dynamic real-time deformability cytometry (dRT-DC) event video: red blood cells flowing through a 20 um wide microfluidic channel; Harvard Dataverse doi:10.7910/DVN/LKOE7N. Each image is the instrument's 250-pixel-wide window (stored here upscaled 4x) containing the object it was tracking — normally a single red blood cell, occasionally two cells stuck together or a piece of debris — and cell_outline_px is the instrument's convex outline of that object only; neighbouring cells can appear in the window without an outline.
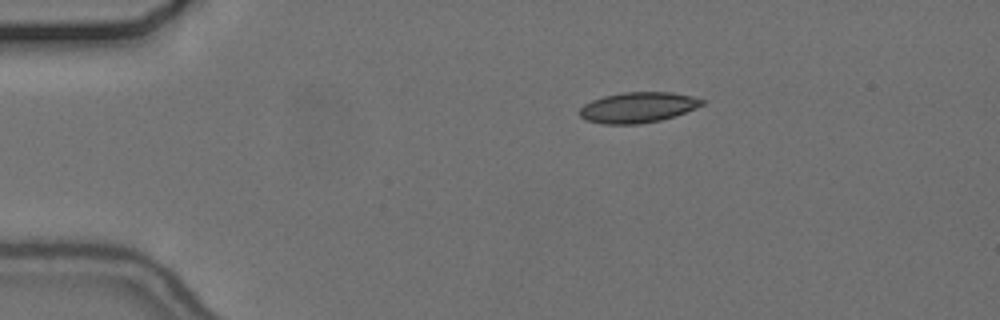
{"species": "common noctule bat (a hibernating species)", "species_latin": "Nyctalus noctula", "temperature_condition": "cold", "stored_images_in_passage": 46, "camera_frame_rate_fps": 3000, "um_per_image_px": 0.085, "animal": {"sex": "female", "body_mass_g": 24.6, "forearm_length_mm": 56.2}, "frame": {"image": 1, "passage_image": 1, "time_ms": 0.0, "image_size_px": [1000, 320], "cell_outline_px": [[704, 104], [676, 116], [660, 120], [640, 124], [604, 124], [588, 120], [580, 116], [576, 112], [584, 104], [592, 100], [604, 96], [624, 92], [672, 92], [692, 96], [704, 100]], "centroid_in_image_um": [54.21, 9.13], "position_along_channel_um": 30.8, "area_um2": 21.79}}
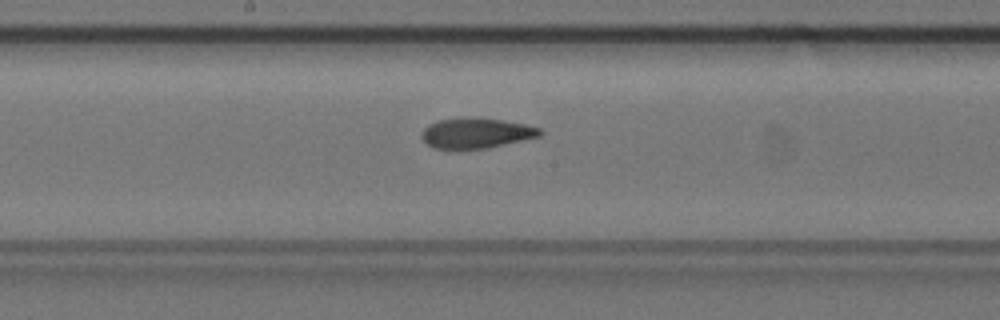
{"frame": {"image": 2, "passage_image": 20, "time_ms": 6.333, "image_size_px": [1000, 320], "cell_outline_px": [[544, 132], [540, 136], [488, 148], [432, 148], [420, 136], [424, 128], [428, 124], [440, 120], [468, 116], [472, 116], [500, 120], [524, 124], [540, 128]], "centroid_in_image_um": [40.47, 11.29], "position_along_channel_um": 207.7, "area_um2": 20.81}}
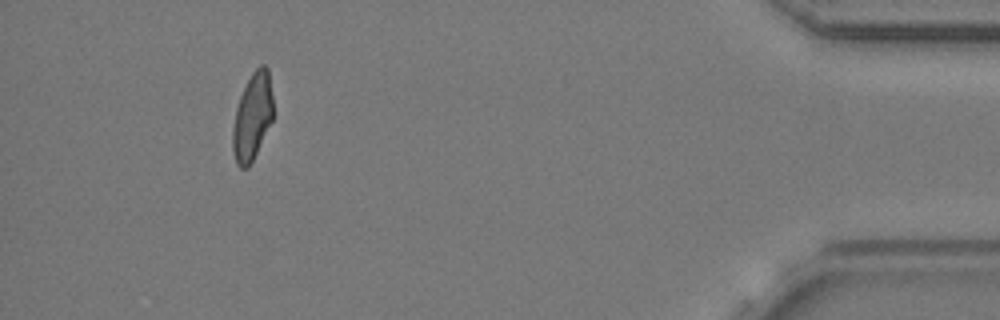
{"frame": {"image": 3, "passage_image": 42, "time_ms": 13.667, "image_size_px": [1000, 320], "cell_outline_px": [[272, 120], [248, 168], [240, 168], [236, 164], [232, 152], [232, 128], [236, 108], [240, 96], [252, 72], [260, 64], [264, 64], [268, 68], [272, 96]], "centroid_in_image_um": [21.43, 9.92], "position_along_channel_um": 413.8, "area_um2": 20.35}, "authors_computed_cell_mechanics": {"area_um2": 21.4149, "velocity_mm_per_s": 3.6748, "shape_relaxation_time_tau1_ms": 10.1477, "shape_relaxation_time_tau2_ms": 4.8402, "deformation_change_tau1": 0.2102, "deformation_change_tau2": 0.1046}}